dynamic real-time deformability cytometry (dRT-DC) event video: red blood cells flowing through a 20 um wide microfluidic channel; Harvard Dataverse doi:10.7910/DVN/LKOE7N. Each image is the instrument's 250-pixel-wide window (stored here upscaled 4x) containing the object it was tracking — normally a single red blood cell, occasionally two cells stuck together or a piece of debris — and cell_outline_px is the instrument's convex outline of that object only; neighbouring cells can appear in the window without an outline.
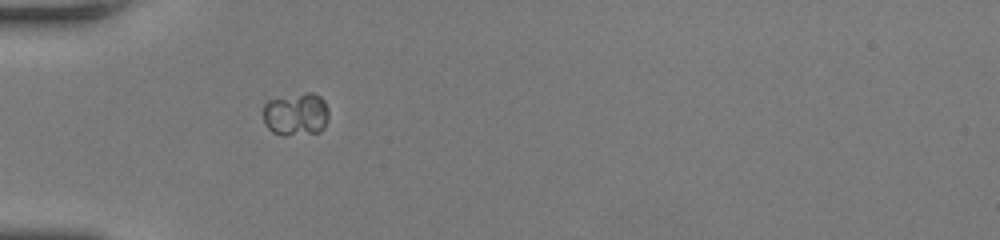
{"species": "human", "species_latin": "Homo sapiens", "temperature_condition": "room temperature", "stored_images_in_passage": 37, "camera_frame_rate_fps": 3000, "um_per_image_px": 0.085, "donor": {"sex": "female"}, "frame": {"image": 1, "passage_image": 1, "time_ms": 0.0, "image_size_px": [1000, 240], "cell_outline_px": [[328, 120], [324, 128], [320, 132], [284, 136], [272, 132], [264, 124], [264, 104], [268, 100], [308, 92], [312, 92], [320, 96], [324, 100], [328, 108]], "centroid_in_image_um": [25.18, 9.73], "position_along_channel_um": 59.8, "area_um2": 16.59}}
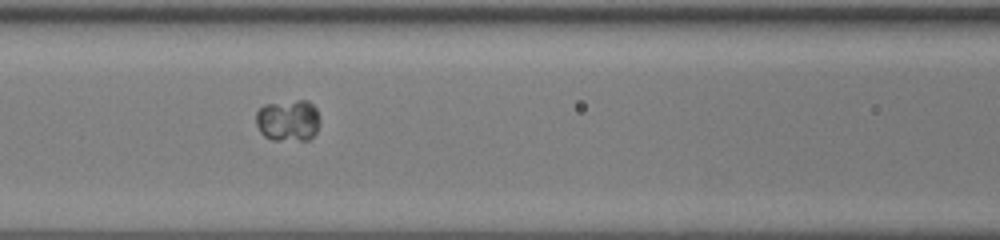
{"frame": {"image": 2, "passage_image": 8, "time_ms": 2.333, "image_size_px": [1000, 240], "cell_outline_px": [[320, 120], [316, 132], [308, 140], [272, 140], [264, 136], [260, 132], [256, 124], [256, 112], [264, 104], [296, 100], [308, 100], [316, 108], [320, 116]], "centroid_in_image_um": [24.49, 10.23], "position_along_channel_um": 142.1, "area_um2": 15.72}}